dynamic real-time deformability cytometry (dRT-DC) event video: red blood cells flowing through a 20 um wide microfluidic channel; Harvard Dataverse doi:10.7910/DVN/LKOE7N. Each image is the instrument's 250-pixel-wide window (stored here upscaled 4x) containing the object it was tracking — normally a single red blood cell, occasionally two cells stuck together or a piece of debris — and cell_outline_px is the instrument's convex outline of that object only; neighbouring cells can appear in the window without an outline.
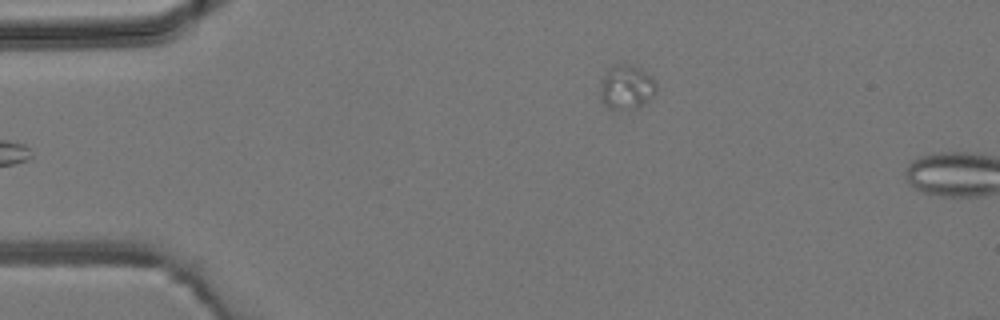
{"species": "common noctule bat (a hibernating species)", "species_latin": "Nyctalus noctula", "temperature_condition": "room temperature", "stored_images_in_passage": 5, "camera_frame_rate_fps": 3000, "um_per_image_px": 0.085, "animal": {"sex": "male", "body_mass_g": 19.2, "forearm_length_mm": 51.8}, "frame": {"image": 1, "passage_image": 5, "time_ms": 5.333, "image_size_px": [1000, 320], "cell_outline_px": [[656, 92], [648, 100], [636, 108], [608, 108], [600, 100], [600, 84], [604, 72], [608, 64], [636, 64], [656, 84]], "centroid_in_image_um": [53.18, 7.36], "position_along_channel_um": 31.8, "area_um2": 14.57}}